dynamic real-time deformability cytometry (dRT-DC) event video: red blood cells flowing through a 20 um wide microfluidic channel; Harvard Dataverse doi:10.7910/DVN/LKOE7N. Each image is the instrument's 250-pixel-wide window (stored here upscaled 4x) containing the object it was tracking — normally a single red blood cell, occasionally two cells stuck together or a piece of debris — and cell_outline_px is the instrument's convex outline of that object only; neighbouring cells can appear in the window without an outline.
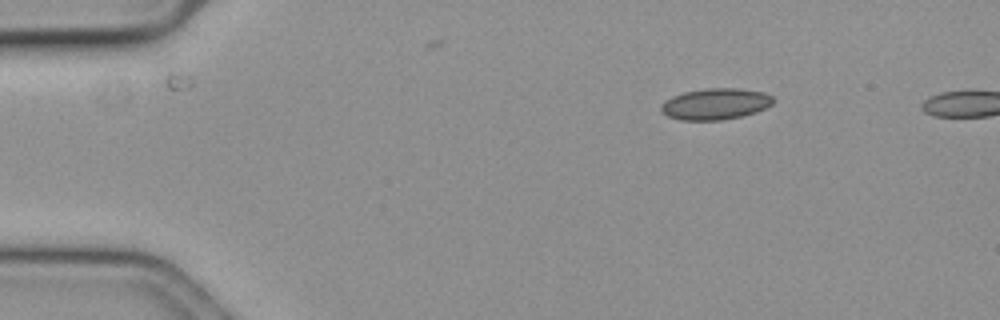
{"species": "common noctule bat (a hibernating species)", "species_latin": "Nyctalus noctula", "temperature_condition": "cold", "stored_images_in_passage": 47, "camera_frame_rate_fps": 3000, "um_per_image_px": 0.085, "animal": {"sex": "female", "body_mass_g": 19.3, "forearm_length_mm": 54.1}, "frame": {"image": 1, "passage_image": 1, "time_ms": 0.0, "image_size_px": [1000, 320], "cell_outline_px": [[772, 104], [756, 112], [740, 116], [720, 120], [680, 120], [668, 116], [660, 112], [660, 104], [672, 96], [684, 92], [708, 88], [736, 88], [764, 92], [772, 96]], "centroid_in_image_um": [60.77, 8.83], "position_along_channel_um": 24.2, "area_um2": 20.35}}
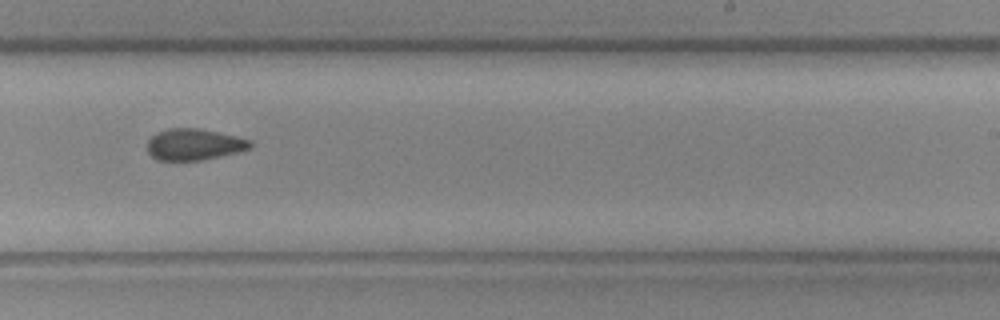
{"frame": {"image": 2, "passage_image": 28, "time_ms": 9.0, "image_size_px": [1000, 320], "cell_outline_px": [[252, 144], [248, 148], [236, 152], [200, 160], [156, 160], [148, 152], [148, 140], [156, 132], [168, 128], [196, 128], [236, 136], [252, 140]], "centroid_in_image_um": [16.46, 12.27], "position_along_channel_um": 272.5, "area_um2": 18.55}}
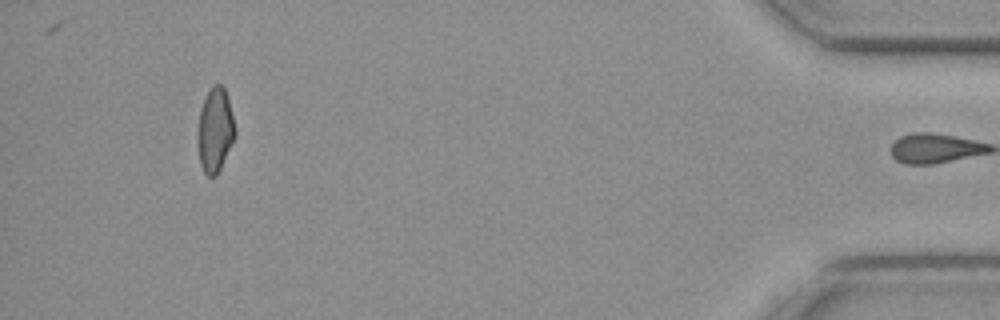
{"frame": {"image": 3, "passage_image": 46, "time_ms": 15.0, "image_size_px": [1000, 320], "cell_outline_px": [[236, 136], [216, 176], [208, 176], [204, 172], [200, 164], [196, 140], [196, 132], [200, 108], [208, 88], [212, 84], [220, 84], [224, 88], [228, 96], [236, 128]], "centroid_in_image_um": [18.26, 11.02], "position_along_channel_um": 416.9, "area_um2": 18.9}, "authors_computed_cell_mechanics": {"area_um2": 19.3052, "velocity_mm_per_s": 3.6255, "shape_relaxation_time_tau1_ms": null, "shape_relaxation_time_tau2_ms": 4.1511, "deformation_change_tau1": null, "deformation_change_tau2": 0.0946}}